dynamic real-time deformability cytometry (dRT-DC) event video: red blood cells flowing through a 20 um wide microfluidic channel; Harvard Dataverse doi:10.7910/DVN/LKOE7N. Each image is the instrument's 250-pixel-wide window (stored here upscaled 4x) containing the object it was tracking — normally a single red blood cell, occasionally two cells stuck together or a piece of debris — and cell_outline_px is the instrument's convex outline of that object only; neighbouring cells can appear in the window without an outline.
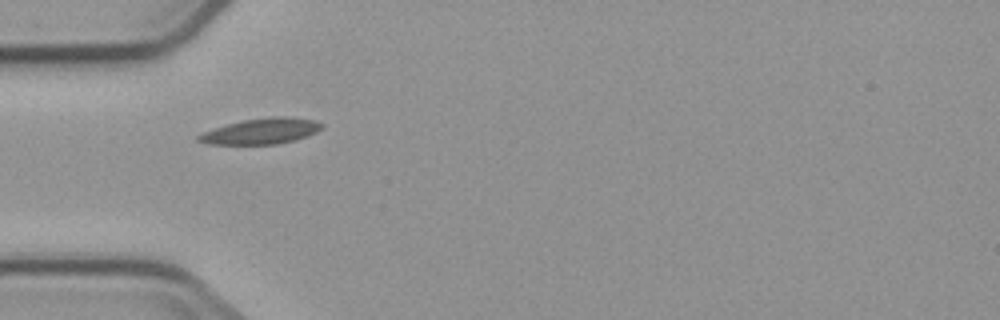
{"species": "common noctule bat (a hibernating species)", "species_latin": "Nyctalus noctula", "temperature_condition": "cold", "stored_images_in_passage": 1, "camera_frame_rate_fps": 3000, "um_per_image_px": 0.085, "animal": {"sex": "male", "body_mass_g": 23.1, "forearm_length_mm": 52.7}, "frame": {"image": 1, "passage_image": 1, "time_ms": 0.0, "image_size_px": [1000, 320], "cell_outline_px": [[324, 128], [308, 136], [276, 144], [208, 144], [196, 140], [196, 136], [204, 132], [228, 124], [244, 120], [272, 116], [292, 116], [312, 120], [324, 124]], "centroid_in_image_um": [22.24, 11.14], "position_along_channel_um": 62.8, "area_um2": 18.38}}